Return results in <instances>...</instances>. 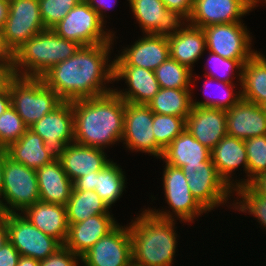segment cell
<instances>
[{
	"mask_svg": "<svg viewBox=\"0 0 266 266\" xmlns=\"http://www.w3.org/2000/svg\"><path fill=\"white\" fill-rule=\"evenodd\" d=\"M261 106H262V109H263L264 114H265V116H266V102L263 103Z\"/></svg>",
	"mask_w": 266,
	"mask_h": 266,
	"instance_id": "6f0895ef",
	"label": "cell"
},
{
	"mask_svg": "<svg viewBox=\"0 0 266 266\" xmlns=\"http://www.w3.org/2000/svg\"><path fill=\"white\" fill-rule=\"evenodd\" d=\"M208 53L209 56L207 62L210 66V70H207L208 67H206L205 70L207 73L205 72V76L227 83H234L233 79L235 78V74H237L236 77H239L237 82L240 83L239 85H241L243 64L239 60L225 59L211 51ZM236 70L239 73H237Z\"/></svg>",
	"mask_w": 266,
	"mask_h": 266,
	"instance_id": "74e56055",
	"label": "cell"
},
{
	"mask_svg": "<svg viewBox=\"0 0 266 266\" xmlns=\"http://www.w3.org/2000/svg\"><path fill=\"white\" fill-rule=\"evenodd\" d=\"M125 80L128 87L113 91L125 102L133 104H145L158 93L160 85L153 70L137 66H114V82Z\"/></svg>",
	"mask_w": 266,
	"mask_h": 266,
	"instance_id": "ffe728a7",
	"label": "cell"
},
{
	"mask_svg": "<svg viewBox=\"0 0 266 266\" xmlns=\"http://www.w3.org/2000/svg\"><path fill=\"white\" fill-rule=\"evenodd\" d=\"M96 186V172L77 178L73 182L72 190L94 191Z\"/></svg>",
	"mask_w": 266,
	"mask_h": 266,
	"instance_id": "bcb514c9",
	"label": "cell"
},
{
	"mask_svg": "<svg viewBox=\"0 0 266 266\" xmlns=\"http://www.w3.org/2000/svg\"><path fill=\"white\" fill-rule=\"evenodd\" d=\"M117 225L118 223L111 214H98L82 222L69 224L63 246L81 257Z\"/></svg>",
	"mask_w": 266,
	"mask_h": 266,
	"instance_id": "603a6c76",
	"label": "cell"
},
{
	"mask_svg": "<svg viewBox=\"0 0 266 266\" xmlns=\"http://www.w3.org/2000/svg\"><path fill=\"white\" fill-rule=\"evenodd\" d=\"M74 142L95 148L122 141L124 100L114 91L72 101Z\"/></svg>",
	"mask_w": 266,
	"mask_h": 266,
	"instance_id": "7a4b0ae2",
	"label": "cell"
},
{
	"mask_svg": "<svg viewBox=\"0 0 266 266\" xmlns=\"http://www.w3.org/2000/svg\"><path fill=\"white\" fill-rule=\"evenodd\" d=\"M0 62H13V54L5 44L3 30L0 28Z\"/></svg>",
	"mask_w": 266,
	"mask_h": 266,
	"instance_id": "681fc988",
	"label": "cell"
},
{
	"mask_svg": "<svg viewBox=\"0 0 266 266\" xmlns=\"http://www.w3.org/2000/svg\"><path fill=\"white\" fill-rule=\"evenodd\" d=\"M38 134L45 147L54 157L59 159L68 144L74 142V114L72 102H62L51 113L29 127Z\"/></svg>",
	"mask_w": 266,
	"mask_h": 266,
	"instance_id": "5bb4252c",
	"label": "cell"
},
{
	"mask_svg": "<svg viewBox=\"0 0 266 266\" xmlns=\"http://www.w3.org/2000/svg\"><path fill=\"white\" fill-rule=\"evenodd\" d=\"M104 151L73 142L67 145L59 160L68 178L74 182L81 176L101 171L112 161Z\"/></svg>",
	"mask_w": 266,
	"mask_h": 266,
	"instance_id": "cb8c5ba5",
	"label": "cell"
},
{
	"mask_svg": "<svg viewBox=\"0 0 266 266\" xmlns=\"http://www.w3.org/2000/svg\"><path fill=\"white\" fill-rule=\"evenodd\" d=\"M105 27L97 12L85 0H81L52 30L59 37L75 41L81 46H91L110 43L116 37Z\"/></svg>",
	"mask_w": 266,
	"mask_h": 266,
	"instance_id": "52a82bcc",
	"label": "cell"
},
{
	"mask_svg": "<svg viewBox=\"0 0 266 266\" xmlns=\"http://www.w3.org/2000/svg\"><path fill=\"white\" fill-rule=\"evenodd\" d=\"M6 151L14 161L35 170L54 160L45 147L44 140L29 128L16 142L11 143Z\"/></svg>",
	"mask_w": 266,
	"mask_h": 266,
	"instance_id": "f1b7e54d",
	"label": "cell"
},
{
	"mask_svg": "<svg viewBox=\"0 0 266 266\" xmlns=\"http://www.w3.org/2000/svg\"><path fill=\"white\" fill-rule=\"evenodd\" d=\"M185 129L202 145L212 150L227 135L226 111L193 106L185 119Z\"/></svg>",
	"mask_w": 266,
	"mask_h": 266,
	"instance_id": "44dd1931",
	"label": "cell"
},
{
	"mask_svg": "<svg viewBox=\"0 0 266 266\" xmlns=\"http://www.w3.org/2000/svg\"><path fill=\"white\" fill-rule=\"evenodd\" d=\"M42 21L46 29L57 25L81 0H38Z\"/></svg>",
	"mask_w": 266,
	"mask_h": 266,
	"instance_id": "60d3db41",
	"label": "cell"
},
{
	"mask_svg": "<svg viewBox=\"0 0 266 266\" xmlns=\"http://www.w3.org/2000/svg\"><path fill=\"white\" fill-rule=\"evenodd\" d=\"M81 47L59 37L52 29L37 33L13 54L14 72L20 77L41 78L54 65L74 55Z\"/></svg>",
	"mask_w": 266,
	"mask_h": 266,
	"instance_id": "277c9868",
	"label": "cell"
},
{
	"mask_svg": "<svg viewBox=\"0 0 266 266\" xmlns=\"http://www.w3.org/2000/svg\"><path fill=\"white\" fill-rule=\"evenodd\" d=\"M164 167L162 177L164 195L172 212L170 210L147 209L159 217L173 220H176L177 217V220L186 223H192L196 217L208 213L192 195L182 169L167 163Z\"/></svg>",
	"mask_w": 266,
	"mask_h": 266,
	"instance_id": "ba28073f",
	"label": "cell"
},
{
	"mask_svg": "<svg viewBox=\"0 0 266 266\" xmlns=\"http://www.w3.org/2000/svg\"><path fill=\"white\" fill-rule=\"evenodd\" d=\"M181 169L192 195L207 212L220 205L229 204L227 201L231 194H234L233 189L219 176L213 162L186 164Z\"/></svg>",
	"mask_w": 266,
	"mask_h": 266,
	"instance_id": "30bf717a",
	"label": "cell"
},
{
	"mask_svg": "<svg viewBox=\"0 0 266 266\" xmlns=\"http://www.w3.org/2000/svg\"><path fill=\"white\" fill-rule=\"evenodd\" d=\"M227 135L241 140L266 135V116L261 105L240 99L226 111Z\"/></svg>",
	"mask_w": 266,
	"mask_h": 266,
	"instance_id": "7402d4cb",
	"label": "cell"
},
{
	"mask_svg": "<svg viewBox=\"0 0 266 266\" xmlns=\"http://www.w3.org/2000/svg\"><path fill=\"white\" fill-rule=\"evenodd\" d=\"M39 200L36 170L6 155L0 195V214L22 213Z\"/></svg>",
	"mask_w": 266,
	"mask_h": 266,
	"instance_id": "8992f818",
	"label": "cell"
},
{
	"mask_svg": "<svg viewBox=\"0 0 266 266\" xmlns=\"http://www.w3.org/2000/svg\"><path fill=\"white\" fill-rule=\"evenodd\" d=\"M81 257L62 246L54 254L40 261V266H79Z\"/></svg>",
	"mask_w": 266,
	"mask_h": 266,
	"instance_id": "b9f144b4",
	"label": "cell"
},
{
	"mask_svg": "<svg viewBox=\"0 0 266 266\" xmlns=\"http://www.w3.org/2000/svg\"><path fill=\"white\" fill-rule=\"evenodd\" d=\"M21 214L44 234L64 244L69 228L66 206L39 200Z\"/></svg>",
	"mask_w": 266,
	"mask_h": 266,
	"instance_id": "d4e9b609",
	"label": "cell"
},
{
	"mask_svg": "<svg viewBox=\"0 0 266 266\" xmlns=\"http://www.w3.org/2000/svg\"><path fill=\"white\" fill-rule=\"evenodd\" d=\"M11 106V98L9 88L0 92V115L3 114Z\"/></svg>",
	"mask_w": 266,
	"mask_h": 266,
	"instance_id": "f907efd6",
	"label": "cell"
},
{
	"mask_svg": "<svg viewBox=\"0 0 266 266\" xmlns=\"http://www.w3.org/2000/svg\"><path fill=\"white\" fill-rule=\"evenodd\" d=\"M109 209L95 191L72 190L66 205L68 224L79 223L98 214H110Z\"/></svg>",
	"mask_w": 266,
	"mask_h": 266,
	"instance_id": "1f68e13d",
	"label": "cell"
},
{
	"mask_svg": "<svg viewBox=\"0 0 266 266\" xmlns=\"http://www.w3.org/2000/svg\"><path fill=\"white\" fill-rule=\"evenodd\" d=\"M167 9L181 12L189 18L193 11L194 0H162Z\"/></svg>",
	"mask_w": 266,
	"mask_h": 266,
	"instance_id": "ee69618b",
	"label": "cell"
},
{
	"mask_svg": "<svg viewBox=\"0 0 266 266\" xmlns=\"http://www.w3.org/2000/svg\"><path fill=\"white\" fill-rule=\"evenodd\" d=\"M205 79H206L205 84H203L204 91L206 89H209L208 87L211 85L212 82H215V83L217 82L216 85H218L219 87L218 88L219 90H217L219 94L216 95V97L214 96L215 98L212 97L213 99L211 98L212 95L208 98H205L206 100H202V101H194V99H192V106L209 107V108H216V109H222V110L227 111L242 98L241 90H239L238 92L234 90L235 88L234 83H227V82L215 80L214 78H210L207 76H205Z\"/></svg>",
	"mask_w": 266,
	"mask_h": 266,
	"instance_id": "d590c367",
	"label": "cell"
},
{
	"mask_svg": "<svg viewBox=\"0 0 266 266\" xmlns=\"http://www.w3.org/2000/svg\"><path fill=\"white\" fill-rule=\"evenodd\" d=\"M242 99L257 105L266 102V56L256 52L242 68Z\"/></svg>",
	"mask_w": 266,
	"mask_h": 266,
	"instance_id": "f546056e",
	"label": "cell"
},
{
	"mask_svg": "<svg viewBox=\"0 0 266 266\" xmlns=\"http://www.w3.org/2000/svg\"><path fill=\"white\" fill-rule=\"evenodd\" d=\"M124 171L112 160L101 171L96 172L95 192L111 208L120 199L125 190Z\"/></svg>",
	"mask_w": 266,
	"mask_h": 266,
	"instance_id": "d6a6232c",
	"label": "cell"
},
{
	"mask_svg": "<svg viewBox=\"0 0 266 266\" xmlns=\"http://www.w3.org/2000/svg\"><path fill=\"white\" fill-rule=\"evenodd\" d=\"M175 220L145 209L129 223L132 262L140 266H172L176 253Z\"/></svg>",
	"mask_w": 266,
	"mask_h": 266,
	"instance_id": "3957f363",
	"label": "cell"
},
{
	"mask_svg": "<svg viewBox=\"0 0 266 266\" xmlns=\"http://www.w3.org/2000/svg\"><path fill=\"white\" fill-rule=\"evenodd\" d=\"M152 124L156 143L163 150L185 129V119L173 115L153 113Z\"/></svg>",
	"mask_w": 266,
	"mask_h": 266,
	"instance_id": "8d00e7d4",
	"label": "cell"
},
{
	"mask_svg": "<svg viewBox=\"0 0 266 266\" xmlns=\"http://www.w3.org/2000/svg\"><path fill=\"white\" fill-rule=\"evenodd\" d=\"M192 71L169 56L154 70V73L160 88L191 89L192 82L199 78V76L193 78Z\"/></svg>",
	"mask_w": 266,
	"mask_h": 266,
	"instance_id": "836d02e7",
	"label": "cell"
},
{
	"mask_svg": "<svg viewBox=\"0 0 266 266\" xmlns=\"http://www.w3.org/2000/svg\"><path fill=\"white\" fill-rule=\"evenodd\" d=\"M192 89L160 88L147 106L153 113L173 115L184 119L192 109Z\"/></svg>",
	"mask_w": 266,
	"mask_h": 266,
	"instance_id": "4dcf8cb0",
	"label": "cell"
},
{
	"mask_svg": "<svg viewBox=\"0 0 266 266\" xmlns=\"http://www.w3.org/2000/svg\"><path fill=\"white\" fill-rule=\"evenodd\" d=\"M259 1L260 0H253V9H254V7L258 6L257 4L261 3V1L260 2ZM263 1H265V2H263ZM262 2L266 4V0H262Z\"/></svg>",
	"mask_w": 266,
	"mask_h": 266,
	"instance_id": "9f6ffc18",
	"label": "cell"
},
{
	"mask_svg": "<svg viewBox=\"0 0 266 266\" xmlns=\"http://www.w3.org/2000/svg\"><path fill=\"white\" fill-rule=\"evenodd\" d=\"M113 41L81 46L70 58L54 65L42 80L64 102L112 92L106 83L114 82V61L108 64Z\"/></svg>",
	"mask_w": 266,
	"mask_h": 266,
	"instance_id": "6da1fadb",
	"label": "cell"
},
{
	"mask_svg": "<svg viewBox=\"0 0 266 266\" xmlns=\"http://www.w3.org/2000/svg\"><path fill=\"white\" fill-rule=\"evenodd\" d=\"M3 30L4 41L14 54L37 33L46 30L38 0H9V11Z\"/></svg>",
	"mask_w": 266,
	"mask_h": 266,
	"instance_id": "8fae6325",
	"label": "cell"
},
{
	"mask_svg": "<svg viewBox=\"0 0 266 266\" xmlns=\"http://www.w3.org/2000/svg\"><path fill=\"white\" fill-rule=\"evenodd\" d=\"M244 23H223L210 25L203 29L208 51L225 59L239 60L244 64L257 50L251 49L252 36Z\"/></svg>",
	"mask_w": 266,
	"mask_h": 266,
	"instance_id": "7c38bea8",
	"label": "cell"
},
{
	"mask_svg": "<svg viewBox=\"0 0 266 266\" xmlns=\"http://www.w3.org/2000/svg\"><path fill=\"white\" fill-rule=\"evenodd\" d=\"M9 11V0H0V28L5 25Z\"/></svg>",
	"mask_w": 266,
	"mask_h": 266,
	"instance_id": "816d5d0a",
	"label": "cell"
},
{
	"mask_svg": "<svg viewBox=\"0 0 266 266\" xmlns=\"http://www.w3.org/2000/svg\"><path fill=\"white\" fill-rule=\"evenodd\" d=\"M83 266H129L132 263L130 229L117 225L81 256Z\"/></svg>",
	"mask_w": 266,
	"mask_h": 266,
	"instance_id": "2e32d148",
	"label": "cell"
},
{
	"mask_svg": "<svg viewBox=\"0 0 266 266\" xmlns=\"http://www.w3.org/2000/svg\"><path fill=\"white\" fill-rule=\"evenodd\" d=\"M8 240V229L4 218L0 215V248L7 242Z\"/></svg>",
	"mask_w": 266,
	"mask_h": 266,
	"instance_id": "f5cc1de1",
	"label": "cell"
},
{
	"mask_svg": "<svg viewBox=\"0 0 266 266\" xmlns=\"http://www.w3.org/2000/svg\"><path fill=\"white\" fill-rule=\"evenodd\" d=\"M19 258L20 253L9 241L0 248V266H17Z\"/></svg>",
	"mask_w": 266,
	"mask_h": 266,
	"instance_id": "7bdbcfd3",
	"label": "cell"
},
{
	"mask_svg": "<svg viewBox=\"0 0 266 266\" xmlns=\"http://www.w3.org/2000/svg\"><path fill=\"white\" fill-rule=\"evenodd\" d=\"M15 76L13 62H0V92L8 89Z\"/></svg>",
	"mask_w": 266,
	"mask_h": 266,
	"instance_id": "f6af8a7d",
	"label": "cell"
},
{
	"mask_svg": "<svg viewBox=\"0 0 266 266\" xmlns=\"http://www.w3.org/2000/svg\"><path fill=\"white\" fill-rule=\"evenodd\" d=\"M160 159L179 168L186 164L212 162L211 150L202 145L186 129L164 149Z\"/></svg>",
	"mask_w": 266,
	"mask_h": 266,
	"instance_id": "83f0119b",
	"label": "cell"
},
{
	"mask_svg": "<svg viewBox=\"0 0 266 266\" xmlns=\"http://www.w3.org/2000/svg\"><path fill=\"white\" fill-rule=\"evenodd\" d=\"M248 159V184L266 172V135L245 140Z\"/></svg>",
	"mask_w": 266,
	"mask_h": 266,
	"instance_id": "f35d334b",
	"label": "cell"
},
{
	"mask_svg": "<svg viewBox=\"0 0 266 266\" xmlns=\"http://www.w3.org/2000/svg\"><path fill=\"white\" fill-rule=\"evenodd\" d=\"M85 1L89 4V6L92 9H94L97 12L100 20L105 24V22H107L104 19V15L106 14L105 12L110 10L113 4H116L117 0L114 1L115 3H112L113 2L112 0H85Z\"/></svg>",
	"mask_w": 266,
	"mask_h": 266,
	"instance_id": "7dc6e473",
	"label": "cell"
},
{
	"mask_svg": "<svg viewBox=\"0 0 266 266\" xmlns=\"http://www.w3.org/2000/svg\"><path fill=\"white\" fill-rule=\"evenodd\" d=\"M143 34L170 36L181 30L188 18L167 9L162 0H127Z\"/></svg>",
	"mask_w": 266,
	"mask_h": 266,
	"instance_id": "9a60e30c",
	"label": "cell"
},
{
	"mask_svg": "<svg viewBox=\"0 0 266 266\" xmlns=\"http://www.w3.org/2000/svg\"><path fill=\"white\" fill-rule=\"evenodd\" d=\"M7 155L6 148L0 147V195L2 192V177H3V167L5 162V156Z\"/></svg>",
	"mask_w": 266,
	"mask_h": 266,
	"instance_id": "11a10c76",
	"label": "cell"
},
{
	"mask_svg": "<svg viewBox=\"0 0 266 266\" xmlns=\"http://www.w3.org/2000/svg\"><path fill=\"white\" fill-rule=\"evenodd\" d=\"M40 200L48 203L67 205L73 189V182L65 173L61 161L36 169Z\"/></svg>",
	"mask_w": 266,
	"mask_h": 266,
	"instance_id": "484cf974",
	"label": "cell"
},
{
	"mask_svg": "<svg viewBox=\"0 0 266 266\" xmlns=\"http://www.w3.org/2000/svg\"><path fill=\"white\" fill-rule=\"evenodd\" d=\"M167 39L170 57L191 70L207 50L203 29L189 23L177 33L167 36Z\"/></svg>",
	"mask_w": 266,
	"mask_h": 266,
	"instance_id": "4316f807",
	"label": "cell"
},
{
	"mask_svg": "<svg viewBox=\"0 0 266 266\" xmlns=\"http://www.w3.org/2000/svg\"><path fill=\"white\" fill-rule=\"evenodd\" d=\"M258 195L266 198V172L254 178L248 184Z\"/></svg>",
	"mask_w": 266,
	"mask_h": 266,
	"instance_id": "c3c4849f",
	"label": "cell"
},
{
	"mask_svg": "<svg viewBox=\"0 0 266 266\" xmlns=\"http://www.w3.org/2000/svg\"><path fill=\"white\" fill-rule=\"evenodd\" d=\"M237 193V202L230 204L236 210L253 215L263 229H266V198L258 195L249 185H241L234 188ZM239 201V202H238Z\"/></svg>",
	"mask_w": 266,
	"mask_h": 266,
	"instance_id": "e575fe53",
	"label": "cell"
},
{
	"mask_svg": "<svg viewBox=\"0 0 266 266\" xmlns=\"http://www.w3.org/2000/svg\"><path fill=\"white\" fill-rule=\"evenodd\" d=\"M28 129L24 121L10 106L0 115V147L7 148L16 142Z\"/></svg>",
	"mask_w": 266,
	"mask_h": 266,
	"instance_id": "ab89813d",
	"label": "cell"
},
{
	"mask_svg": "<svg viewBox=\"0 0 266 266\" xmlns=\"http://www.w3.org/2000/svg\"><path fill=\"white\" fill-rule=\"evenodd\" d=\"M7 225L8 240L20 256L41 261L54 254L63 245L54 237L44 234L23 214H0Z\"/></svg>",
	"mask_w": 266,
	"mask_h": 266,
	"instance_id": "9c48e42d",
	"label": "cell"
},
{
	"mask_svg": "<svg viewBox=\"0 0 266 266\" xmlns=\"http://www.w3.org/2000/svg\"><path fill=\"white\" fill-rule=\"evenodd\" d=\"M8 88L11 106L28 128L63 102L42 78L16 75Z\"/></svg>",
	"mask_w": 266,
	"mask_h": 266,
	"instance_id": "5b68a950",
	"label": "cell"
},
{
	"mask_svg": "<svg viewBox=\"0 0 266 266\" xmlns=\"http://www.w3.org/2000/svg\"><path fill=\"white\" fill-rule=\"evenodd\" d=\"M253 11V0H194L189 24L205 28L210 25L242 22Z\"/></svg>",
	"mask_w": 266,
	"mask_h": 266,
	"instance_id": "e0dca14e",
	"label": "cell"
},
{
	"mask_svg": "<svg viewBox=\"0 0 266 266\" xmlns=\"http://www.w3.org/2000/svg\"><path fill=\"white\" fill-rule=\"evenodd\" d=\"M17 266H40V261L31 257L20 256Z\"/></svg>",
	"mask_w": 266,
	"mask_h": 266,
	"instance_id": "db71d44e",
	"label": "cell"
},
{
	"mask_svg": "<svg viewBox=\"0 0 266 266\" xmlns=\"http://www.w3.org/2000/svg\"><path fill=\"white\" fill-rule=\"evenodd\" d=\"M144 35L130 47L121 49V54L113 60L114 66H137L154 71L170 56L166 36Z\"/></svg>",
	"mask_w": 266,
	"mask_h": 266,
	"instance_id": "ac0fdd59",
	"label": "cell"
},
{
	"mask_svg": "<svg viewBox=\"0 0 266 266\" xmlns=\"http://www.w3.org/2000/svg\"><path fill=\"white\" fill-rule=\"evenodd\" d=\"M152 123L153 112L147 105L124 101V125L121 142L132 152H145L160 159L164 150L156 143Z\"/></svg>",
	"mask_w": 266,
	"mask_h": 266,
	"instance_id": "4fadbf2b",
	"label": "cell"
},
{
	"mask_svg": "<svg viewBox=\"0 0 266 266\" xmlns=\"http://www.w3.org/2000/svg\"><path fill=\"white\" fill-rule=\"evenodd\" d=\"M211 160L219 176L234 190L241 185H248V159L245 140L226 135L211 150ZM243 167L247 179L232 180V174L239 167ZM234 181V183H233ZM235 184V185H234Z\"/></svg>",
	"mask_w": 266,
	"mask_h": 266,
	"instance_id": "d6986e66",
	"label": "cell"
}]
</instances>
